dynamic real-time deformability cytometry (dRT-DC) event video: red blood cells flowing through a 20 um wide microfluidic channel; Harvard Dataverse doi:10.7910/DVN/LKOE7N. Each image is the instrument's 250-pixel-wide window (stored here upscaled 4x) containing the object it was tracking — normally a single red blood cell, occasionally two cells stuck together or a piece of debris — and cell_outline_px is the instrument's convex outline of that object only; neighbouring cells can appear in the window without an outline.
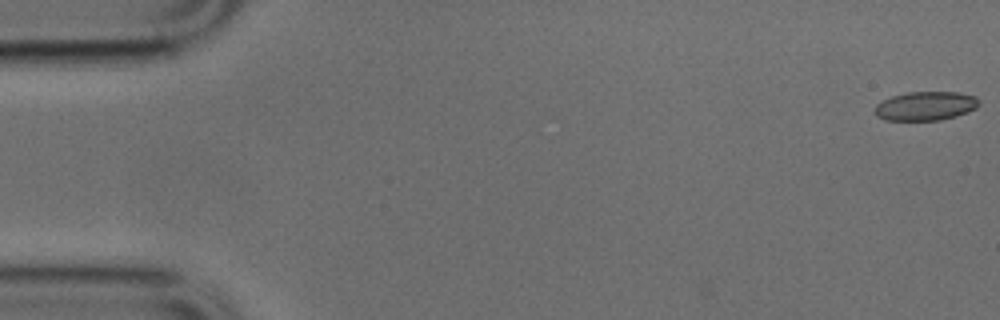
{"species": "common noctule bat (a hibernating species)", "species_latin": "Nyctalus noctula", "temperature_condition": "cold", "stored_images_in_passage": 48, "camera_frame_rate_fps": 3000, "um_per_image_px": 0.085, "animal": {"sex": "male", "body_mass_g": 17.9, "forearm_length_mm": 54.2}, "frame": {"image": 1, "passage_image": 1, "time_ms": 0.0, "image_size_px": [1000, 320], "cell_outline_px": [[980, 104], [976, 108], [968, 112], [956, 116], [940, 120], [884, 120], [876, 116], [876, 104], [892, 96], [908, 92], [956, 92], [976, 96], [980, 100]], "centroid_in_image_um": [78.71, 9.01], "position_along_channel_um": 6.3, "area_um2": 17.57}}
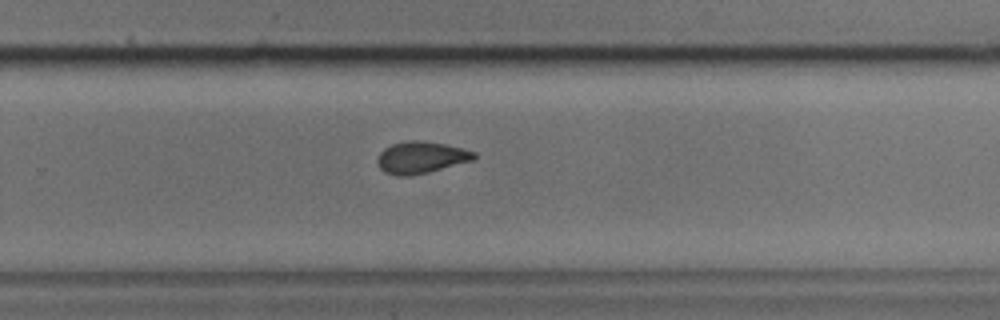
{"frame": {"image": 2, "passage_image": 33, "time_ms": 10.667, "image_size_px": [1000, 320], "cell_outline_px": [[476, 160], [428, 172], [408, 176], [396, 176], [384, 172], [380, 168], [376, 160], [380, 152], [384, 148], [392, 144], [408, 140], [416, 140], [444, 144], [464, 148], [476, 152]], "centroid_in_image_um": [35.8, 13.39], "position_along_channel_um": 294.0, "area_um2": 18.09}}
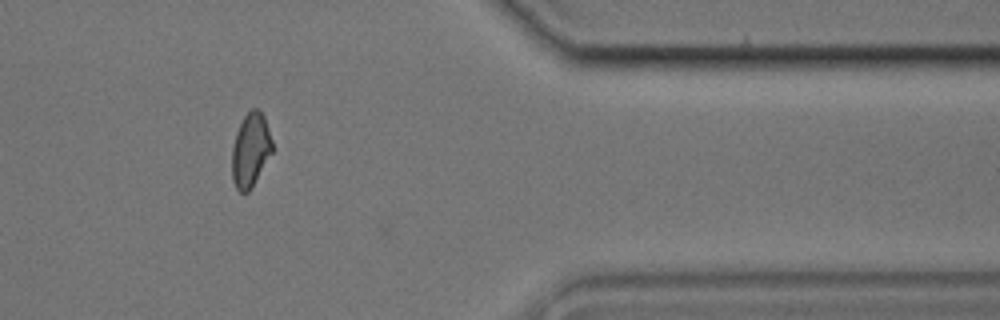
{"frame": {"image": 3, "passage_image": 42, "time_ms": 13.667, "image_size_px": [1000, 320], "cell_outline_px": [[272, 152], [252, 188], [248, 192], [240, 192], [236, 188], [232, 180], [232, 148], [236, 132], [244, 116], [252, 108], [256, 108], [264, 116], [272, 140]], "centroid_in_image_um": [21.29, 12.77], "position_along_channel_um": 390.1, "area_um2": 17.28}}